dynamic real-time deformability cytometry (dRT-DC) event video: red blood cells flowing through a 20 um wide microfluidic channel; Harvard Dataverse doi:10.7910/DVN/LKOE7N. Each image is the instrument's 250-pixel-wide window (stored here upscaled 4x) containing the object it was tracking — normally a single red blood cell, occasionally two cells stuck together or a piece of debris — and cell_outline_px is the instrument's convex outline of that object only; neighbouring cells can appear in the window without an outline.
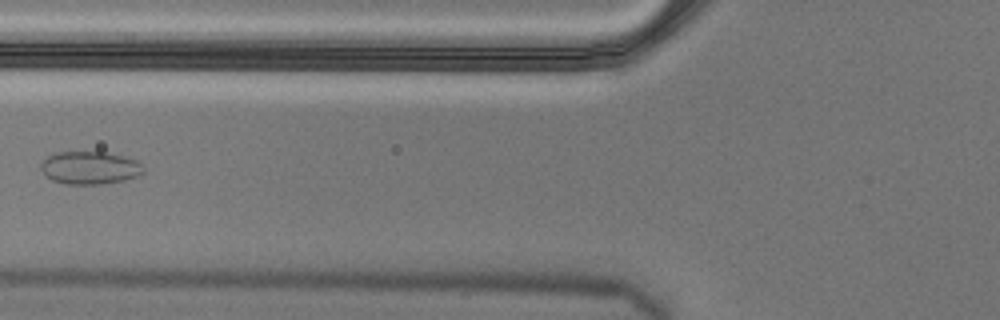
{"species": "Egyptian fruit bat (a non-hibernating species)", "species_latin": "Rousettus aegyptiacus", "temperature_condition": "cold", "stored_images_in_passage": 7, "camera_frame_rate_fps": 3000, "um_per_image_px": 0.085, "animal": {"sex": "male"}, "frame": {"image": 1, "passage_image": 7, "time_ms": 2.0, "image_size_px": [1000, 320], "cell_outline_px": [[144, 172], [136, 176], [124, 180], [104, 184], [64, 184], [52, 180], [40, 168], [40, 164], [48, 156], [56, 152], [104, 152], [124, 156], [136, 160], [144, 168]], "centroid_in_image_um": [7.64, 14.26], "position_along_channel_um": 118.2, "area_um2": 19.54}}